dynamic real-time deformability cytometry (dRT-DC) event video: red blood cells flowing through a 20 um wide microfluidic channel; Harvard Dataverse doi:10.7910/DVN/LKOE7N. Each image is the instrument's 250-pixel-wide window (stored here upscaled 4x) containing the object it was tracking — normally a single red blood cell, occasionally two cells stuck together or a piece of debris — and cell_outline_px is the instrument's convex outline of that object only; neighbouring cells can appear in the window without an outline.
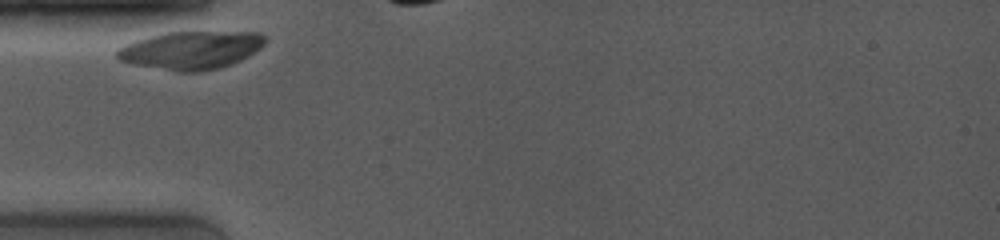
{"species": "common noctule bat (a hibernating species)", "species_latin": "Nyctalus noctula", "temperature_condition": "room temperature", "stored_images_in_passage": 12, "camera_frame_rate_fps": 4000, "um_per_image_px": 0.085, "animal": {"sex": "female", "body_mass_g": 19.0, "forearm_length_mm": 53.3}, "frame": {"image": 1, "passage_image": 1, "time_ms": 0.0, "image_size_px": [1000, 240], "cell_outline_px": [[264, 44], [260, 48], [248, 56], [232, 64], [220, 68], [200, 72], [176, 72], [132, 64], [120, 60], [116, 56], [116, 52], [120, 48], [136, 40], [148, 36], [168, 32], [260, 32], [264, 36]], "centroid_in_image_um": [16.24, 4.28], "position_along_channel_um": 68.8, "area_um2": 32.77}}
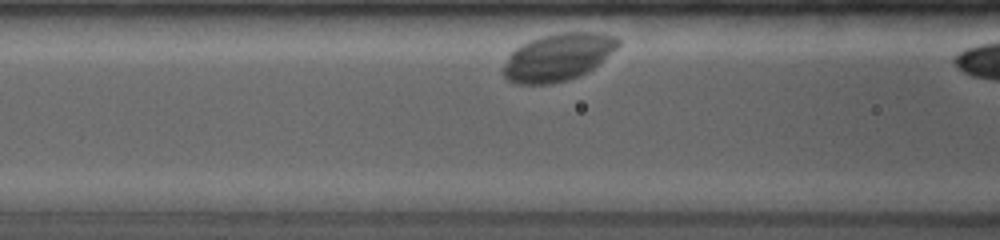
{"frame": {"image": 2, "passage_image": 7, "time_ms": 1.5, "image_size_px": [1000, 240], "cell_outline_px": [[620, 44], [612, 52], [588, 72], [568, 80], [552, 84], [520, 84], [508, 80], [504, 76], [504, 64], [508, 56], [520, 44], [544, 36], [564, 32], [604, 32], [616, 36], [620, 40]], "centroid_in_image_um": [47.46, 4.85], "position_along_channel_um": 119.1, "area_um2": 31.56}}